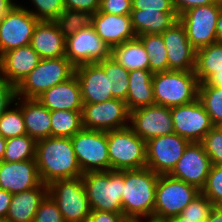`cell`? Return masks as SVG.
<instances>
[{"instance_id": "6da1fadb", "label": "cell", "mask_w": 222, "mask_h": 222, "mask_svg": "<svg viewBox=\"0 0 222 222\" xmlns=\"http://www.w3.org/2000/svg\"><path fill=\"white\" fill-rule=\"evenodd\" d=\"M36 165L41 182L46 185L58 179L83 175L71 138L50 136L37 141Z\"/></svg>"}, {"instance_id": "7a4b0ae2", "label": "cell", "mask_w": 222, "mask_h": 222, "mask_svg": "<svg viewBox=\"0 0 222 222\" xmlns=\"http://www.w3.org/2000/svg\"><path fill=\"white\" fill-rule=\"evenodd\" d=\"M159 175L149 168L124 170L122 212L130 221L153 218Z\"/></svg>"}, {"instance_id": "3957f363", "label": "cell", "mask_w": 222, "mask_h": 222, "mask_svg": "<svg viewBox=\"0 0 222 222\" xmlns=\"http://www.w3.org/2000/svg\"><path fill=\"white\" fill-rule=\"evenodd\" d=\"M155 105L169 108L198 99L199 81L194 71L168 70L152 77Z\"/></svg>"}, {"instance_id": "277c9868", "label": "cell", "mask_w": 222, "mask_h": 222, "mask_svg": "<svg viewBox=\"0 0 222 222\" xmlns=\"http://www.w3.org/2000/svg\"><path fill=\"white\" fill-rule=\"evenodd\" d=\"M82 181L91 210L123 213L124 170L86 172Z\"/></svg>"}, {"instance_id": "5b68a950", "label": "cell", "mask_w": 222, "mask_h": 222, "mask_svg": "<svg viewBox=\"0 0 222 222\" xmlns=\"http://www.w3.org/2000/svg\"><path fill=\"white\" fill-rule=\"evenodd\" d=\"M74 72L75 66L66 57L41 59L16 87V97L37 99L46 90L67 81Z\"/></svg>"}, {"instance_id": "8992f818", "label": "cell", "mask_w": 222, "mask_h": 222, "mask_svg": "<svg viewBox=\"0 0 222 222\" xmlns=\"http://www.w3.org/2000/svg\"><path fill=\"white\" fill-rule=\"evenodd\" d=\"M110 170L146 168V142L129 126L107 131Z\"/></svg>"}, {"instance_id": "52a82bcc", "label": "cell", "mask_w": 222, "mask_h": 222, "mask_svg": "<svg viewBox=\"0 0 222 222\" xmlns=\"http://www.w3.org/2000/svg\"><path fill=\"white\" fill-rule=\"evenodd\" d=\"M200 192L195 186L180 179L170 175H159L153 219L167 221L172 216L180 215Z\"/></svg>"}, {"instance_id": "ba28073f", "label": "cell", "mask_w": 222, "mask_h": 222, "mask_svg": "<svg viewBox=\"0 0 222 222\" xmlns=\"http://www.w3.org/2000/svg\"><path fill=\"white\" fill-rule=\"evenodd\" d=\"M65 222H86L91 212L82 176L58 179L48 185Z\"/></svg>"}, {"instance_id": "9c48e42d", "label": "cell", "mask_w": 222, "mask_h": 222, "mask_svg": "<svg viewBox=\"0 0 222 222\" xmlns=\"http://www.w3.org/2000/svg\"><path fill=\"white\" fill-rule=\"evenodd\" d=\"M71 141L83 173L110 171L106 131L82 128Z\"/></svg>"}, {"instance_id": "30bf717a", "label": "cell", "mask_w": 222, "mask_h": 222, "mask_svg": "<svg viewBox=\"0 0 222 222\" xmlns=\"http://www.w3.org/2000/svg\"><path fill=\"white\" fill-rule=\"evenodd\" d=\"M221 8V3L197 6L178 16L189 42L196 51L218 42L216 25Z\"/></svg>"}, {"instance_id": "8fae6325", "label": "cell", "mask_w": 222, "mask_h": 222, "mask_svg": "<svg viewBox=\"0 0 222 222\" xmlns=\"http://www.w3.org/2000/svg\"><path fill=\"white\" fill-rule=\"evenodd\" d=\"M190 141L177 133L154 137L146 142V167L157 175H169Z\"/></svg>"}, {"instance_id": "7c38bea8", "label": "cell", "mask_w": 222, "mask_h": 222, "mask_svg": "<svg viewBox=\"0 0 222 222\" xmlns=\"http://www.w3.org/2000/svg\"><path fill=\"white\" fill-rule=\"evenodd\" d=\"M130 111L124 100L113 98L102 103L83 104L82 126L85 129L111 131L129 126Z\"/></svg>"}, {"instance_id": "4fadbf2b", "label": "cell", "mask_w": 222, "mask_h": 222, "mask_svg": "<svg viewBox=\"0 0 222 222\" xmlns=\"http://www.w3.org/2000/svg\"><path fill=\"white\" fill-rule=\"evenodd\" d=\"M111 49L98 36L93 26L66 38L65 57L76 67L108 59Z\"/></svg>"}, {"instance_id": "5bb4252c", "label": "cell", "mask_w": 222, "mask_h": 222, "mask_svg": "<svg viewBox=\"0 0 222 222\" xmlns=\"http://www.w3.org/2000/svg\"><path fill=\"white\" fill-rule=\"evenodd\" d=\"M39 20L17 4L0 21V56L8 50L30 45Z\"/></svg>"}, {"instance_id": "9a60e30c", "label": "cell", "mask_w": 222, "mask_h": 222, "mask_svg": "<svg viewBox=\"0 0 222 222\" xmlns=\"http://www.w3.org/2000/svg\"><path fill=\"white\" fill-rule=\"evenodd\" d=\"M174 133L190 142H201L214 125L199 99L170 108Z\"/></svg>"}, {"instance_id": "2e32d148", "label": "cell", "mask_w": 222, "mask_h": 222, "mask_svg": "<svg viewBox=\"0 0 222 222\" xmlns=\"http://www.w3.org/2000/svg\"><path fill=\"white\" fill-rule=\"evenodd\" d=\"M129 127L145 142L174 133L169 107L152 105L137 108L130 112Z\"/></svg>"}, {"instance_id": "e0dca14e", "label": "cell", "mask_w": 222, "mask_h": 222, "mask_svg": "<svg viewBox=\"0 0 222 222\" xmlns=\"http://www.w3.org/2000/svg\"><path fill=\"white\" fill-rule=\"evenodd\" d=\"M212 163L201 142H190L170 176L202 190Z\"/></svg>"}, {"instance_id": "ac0fdd59", "label": "cell", "mask_w": 222, "mask_h": 222, "mask_svg": "<svg viewBox=\"0 0 222 222\" xmlns=\"http://www.w3.org/2000/svg\"><path fill=\"white\" fill-rule=\"evenodd\" d=\"M168 59V70L194 71L196 50L187 38L184 26L178 20L162 34Z\"/></svg>"}, {"instance_id": "d6986e66", "label": "cell", "mask_w": 222, "mask_h": 222, "mask_svg": "<svg viewBox=\"0 0 222 222\" xmlns=\"http://www.w3.org/2000/svg\"><path fill=\"white\" fill-rule=\"evenodd\" d=\"M36 159L0 162V189L17 194L41 184Z\"/></svg>"}, {"instance_id": "ffe728a7", "label": "cell", "mask_w": 222, "mask_h": 222, "mask_svg": "<svg viewBox=\"0 0 222 222\" xmlns=\"http://www.w3.org/2000/svg\"><path fill=\"white\" fill-rule=\"evenodd\" d=\"M74 74L80 84L83 104L102 103L113 99L109 78L98 62L76 66Z\"/></svg>"}, {"instance_id": "44dd1931", "label": "cell", "mask_w": 222, "mask_h": 222, "mask_svg": "<svg viewBox=\"0 0 222 222\" xmlns=\"http://www.w3.org/2000/svg\"><path fill=\"white\" fill-rule=\"evenodd\" d=\"M40 60L41 57L30 45L8 50L0 56V74L17 87Z\"/></svg>"}, {"instance_id": "7402d4cb", "label": "cell", "mask_w": 222, "mask_h": 222, "mask_svg": "<svg viewBox=\"0 0 222 222\" xmlns=\"http://www.w3.org/2000/svg\"><path fill=\"white\" fill-rule=\"evenodd\" d=\"M92 26L111 50L137 37L132 27L130 15H112L98 10L93 14Z\"/></svg>"}, {"instance_id": "603a6c76", "label": "cell", "mask_w": 222, "mask_h": 222, "mask_svg": "<svg viewBox=\"0 0 222 222\" xmlns=\"http://www.w3.org/2000/svg\"><path fill=\"white\" fill-rule=\"evenodd\" d=\"M37 100L50 111L83 109L80 84L75 74L67 81L46 90Z\"/></svg>"}, {"instance_id": "cb8c5ba5", "label": "cell", "mask_w": 222, "mask_h": 222, "mask_svg": "<svg viewBox=\"0 0 222 222\" xmlns=\"http://www.w3.org/2000/svg\"><path fill=\"white\" fill-rule=\"evenodd\" d=\"M66 38L53 21H39L34 29L30 46L41 59L65 57Z\"/></svg>"}, {"instance_id": "d4e9b609", "label": "cell", "mask_w": 222, "mask_h": 222, "mask_svg": "<svg viewBox=\"0 0 222 222\" xmlns=\"http://www.w3.org/2000/svg\"><path fill=\"white\" fill-rule=\"evenodd\" d=\"M15 101L21 107L27 134L36 142L50 137L51 111L37 99L16 97Z\"/></svg>"}, {"instance_id": "484cf974", "label": "cell", "mask_w": 222, "mask_h": 222, "mask_svg": "<svg viewBox=\"0 0 222 222\" xmlns=\"http://www.w3.org/2000/svg\"><path fill=\"white\" fill-rule=\"evenodd\" d=\"M48 195V185L41 183L34 189L13 194L6 216L10 222H33L39 205Z\"/></svg>"}, {"instance_id": "4316f807", "label": "cell", "mask_w": 222, "mask_h": 222, "mask_svg": "<svg viewBox=\"0 0 222 222\" xmlns=\"http://www.w3.org/2000/svg\"><path fill=\"white\" fill-rule=\"evenodd\" d=\"M130 16L136 36L162 34L178 21L177 12L132 9Z\"/></svg>"}, {"instance_id": "83f0119b", "label": "cell", "mask_w": 222, "mask_h": 222, "mask_svg": "<svg viewBox=\"0 0 222 222\" xmlns=\"http://www.w3.org/2000/svg\"><path fill=\"white\" fill-rule=\"evenodd\" d=\"M152 77L153 73L150 70L129 71V89L125 103L130 112L155 104Z\"/></svg>"}, {"instance_id": "f1b7e54d", "label": "cell", "mask_w": 222, "mask_h": 222, "mask_svg": "<svg viewBox=\"0 0 222 222\" xmlns=\"http://www.w3.org/2000/svg\"><path fill=\"white\" fill-rule=\"evenodd\" d=\"M111 57L128 71L149 70V57L141 40L136 37L111 50Z\"/></svg>"}, {"instance_id": "f546056e", "label": "cell", "mask_w": 222, "mask_h": 222, "mask_svg": "<svg viewBox=\"0 0 222 222\" xmlns=\"http://www.w3.org/2000/svg\"><path fill=\"white\" fill-rule=\"evenodd\" d=\"M222 70V42H216L196 51L195 68L199 83H205Z\"/></svg>"}, {"instance_id": "4dcf8cb0", "label": "cell", "mask_w": 222, "mask_h": 222, "mask_svg": "<svg viewBox=\"0 0 222 222\" xmlns=\"http://www.w3.org/2000/svg\"><path fill=\"white\" fill-rule=\"evenodd\" d=\"M82 128V111H51V136L71 138Z\"/></svg>"}, {"instance_id": "1f68e13d", "label": "cell", "mask_w": 222, "mask_h": 222, "mask_svg": "<svg viewBox=\"0 0 222 222\" xmlns=\"http://www.w3.org/2000/svg\"><path fill=\"white\" fill-rule=\"evenodd\" d=\"M98 63L104 68L105 75L109 78L112 97L125 101L129 89V71L111 56Z\"/></svg>"}, {"instance_id": "d6a6232c", "label": "cell", "mask_w": 222, "mask_h": 222, "mask_svg": "<svg viewBox=\"0 0 222 222\" xmlns=\"http://www.w3.org/2000/svg\"><path fill=\"white\" fill-rule=\"evenodd\" d=\"M143 43L150 59L149 70L154 74L168 71L167 50L161 34L137 36Z\"/></svg>"}, {"instance_id": "836d02e7", "label": "cell", "mask_w": 222, "mask_h": 222, "mask_svg": "<svg viewBox=\"0 0 222 222\" xmlns=\"http://www.w3.org/2000/svg\"><path fill=\"white\" fill-rule=\"evenodd\" d=\"M53 22L59 32L67 38L81 29L91 27L93 14L65 8Z\"/></svg>"}, {"instance_id": "e575fe53", "label": "cell", "mask_w": 222, "mask_h": 222, "mask_svg": "<svg viewBox=\"0 0 222 222\" xmlns=\"http://www.w3.org/2000/svg\"><path fill=\"white\" fill-rule=\"evenodd\" d=\"M36 159V141L28 134L7 139L3 161L20 162Z\"/></svg>"}, {"instance_id": "d590c367", "label": "cell", "mask_w": 222, "mask_h": 222, "mask_svg": "<svg viewBox=\"0 0 222 222\" xmlns=\"http://www.w3.org/2000/svg\"><path fill=\"white\" fill-rule=\"evenodd\" d=\"M198 99L206 109L214 126L222 123V87L200 83Z\"/></svg>"}, {"instance_id": "8d00e7d4", "label": "cell", "mask_w": 222, "mask_h": 222, "mask_svg": "<svg viewBox=\"0 0 222 222\" xmlns=\"http://www.w3.org/2000/svg\"><path fill=\"white\" fill-rule=\"evenodd\" d=\"M0 116V135L5 139L27 134L21 107L14 102Z\"/></svg>"}, {"instance_id": "74e56055", "label": "cell", "mask_w": 222, "mask_h": 222, "mask_svg": "<svg viewBox=\"0 0 222 222\" xmlns=\"http://www.w3.org/2000/svg\"><path fill=\"white\" fill-rule=\"evenodd\" d=\"M34 9L19 4L22 8L27 9L39 21H54L59 14L65 9L64 0H30Z\"/></svg>"}, {"instance_id": "f35d334b", "label": "cell", "mask_w": 222, "mask_h": 222, "mask_svg": "<svg viewBox=\"0 0 222 222\" xmlns=\"http://www.w3.org/2000/svg\"><path fill=\"white\" fill-rule=\"evenodd\" d=\"M214 204L200 192L180 213L185 219L197 220V222H206Z\"/></svg>"}, {"instance_id": "ab89813d", "label": "cell", "mask_w": 222, "mask_h": 222, "mask_svg": "<svg viewBox=\"0 0 222 222\" xmlns=\"http://www.w3.org/2000/svg\"><path fill=\"white\" fill-rule=\"evenodd\" d=\"M212 165L222 166V131L218 126L209 130L201 141Z\"/></svg>"}, {"instance_id": "60d3db41", "label": "cell", "mask_w": 222, "mask_h": 222, "mask_svg": "<svg viewBox=\"0 0 222 222\" xmlns=\"http://www.w3.org/2000/svg\"><path fill=\"white\" fill-rule=\"evenodd\" d=\"M201 192L214 206H222V166H211L206 184Z\"/></svg>"}, {"instance_id": "b9f144b4", "label": "cell", "mask_w": 222, "mask_h": 222, "mask_svg": "<svg viewBox=\"0 0 222 222\" xmlns=\"http://www.w3.org/2000/svg\"><path fill=\"white\" fill-rule=\"evenodd\" d=\"M33 222H65L58 205L49 194L39 205Z\"/></svg>"}, {"instance_id": "7bdbcfd3", "label": "cell", "mask_w": 222, "mask_h": 222, "mask_svg": "<svg viewBox=\"0 0 222 222\" xmlns=\"http://www.w3.org/2000/svg\"><path fill=\"white\" fill-rule=\"evenodd\" d=\"M132 9L159 12H176L172 0H132Z\"/></svg>"}, {"instance_id": "ee69618b", "label": "cell", "mask_w": 222, "mask_h": 222, "mask_svg": "<svg viewBox=\"0 0 222 222\" xmlns=\"http://www.w3.org/2000/svg\"><path fill=\"white\" fill-rule=\"evenodd\" d=\"M132 0H100V12L112 15H130Z\"/></svg>"}, {"instance_id": "f6af8a7d", "label": "cell", "mask_w": 222, "mask_h": 222, "mask_svg": "<svg viewBox=\"0 0 222 222\" xmlns=\"http://www.w3.org/2000/svg\"><path fill=\"white\" fill-rule=\"evenodd\" d=\"M16 87L0 74V111H5L15 102Z\"/></svg>"}, {"instance_id": "bcb514c9", "label": "cell", "mask_w": 222, "mask_h": 222, "mask_svg": "<svg viewBox=\"0 0 222 222\" xmlns=\"http://www.w3.org/2000/svg\"><path fill=\"white\" fill-rule=\"evenodd\" d=\"M67 9L95 14L100 8V0H64Z\"/></svg>"}, {"instance_id": "7dc6e473", "label": "cell", "mask_w": 222, "mask_h": 222, "mask_svg": "<svg viewBox=\"0 0 222 222\" xmlns=\"http://www.w3.org/2000/svg\"><path fill=\"white\" fill-rule=\"evenodd\" d=\"M86 222H130L123 213L91 210Z\"/></svg>"}, {"instance_id": "c3c4849f", "label": "cell", "mask_w": 222, "mask_h": 222, "mask_svg": "<svg viewBox=\"0 0 222 222\" xmlns=\"http://www.w3.org/2000/svg\"><path fill=\"white\" fill-rule=\"evenodd\" d=\"M172 1L178 16L193 7L219 3L218 0H172Z\"/></svg>"}, {"instance_id": "681fc988", "label": "cell", "mask_w": 222, "mask_h": 222, "mask_svg": "<svg viewBox=\"0 0 222 222\" xmlns=\"http://www.w3.org/2000/svg\"><path fill=\"white\" fill-rule=\"evenodd\" d=\"M12 194L0 189V219H6L11 203Z\"/></svg>"}, {"instance_id": "f907efd6", "label": "cell", "mask_w": 222, "mask_h": 222, "mask_svg": "<svg viewBox=\"0 0 222 222\" xmlns=\"http://www.w3.org/2000/svg\"><path fill=\"white\" fill-rule=\"evenodd\" d=\"M14 0H0V21L17 5Z\"/></svg>"}, {"instance_id": "816d5d0a", "label": "cell", "mask_w": 222, "mask_h": 222, "mask_svg": "<svg viewBox=\"0 0 222 222\" xmlns=\"http://www.w3.org/2000/svg\"><path fill=\"white\" fill-rule=\"evenodd\" d=\"M206 222H222V206H214Z\"/></svg>"}, {"instance_id": "f5cc1de1", "label": "cell", "mask_w": 222, "mask_h": 222, "mask_svg": "<svg viewBox=\"0 0 222 222\" xmlns=\"http://www.w3.org/2000/svg\"><path fill=\"white\" fill-rule=\"evenodd\" d=\"M205 83L209 86L222 87V70L212 75Z\"/></svg>"}, {"instance_id": "db71d44e", "label": "cell", "mask_w": 222, "mask_h": 222, "mask_svg": "<svg viewBox=\"0 0 222 222\" xmlns=\"http://www.w3.org/2000/svg\"><path fill=\"white\" fill-rule=\"evenodd\" d=\"M216 33L218 42H222V8L217 18Z\"/></svg>"}, {"instance_id": "11a10c76", "label": "cell", "mask_w": 222, "mask_h": 222, "mask_svg": "<svg viewBox=\"0 0 222 222\" xmlns=\"http://www.w3.org/2000/svg\"><path fill=\"white\" fill-rule=\"evenodd\" d=\"M167 222H197V220L185 219L181 215L170 217Z\"/></svg>"}, {"instance_id": "9f6ffc18", "label": "cell", "mask_w": 222, "mask_h": 222, "mask_svg": "<svg viewBox=\"0 0 222 222\" xmlns=\"http://www.w3.org/2000/svg\"><path fill=\"white\" fill-rule=\"evenodd\" d=\"M7 139L0 135V162L3 161Z\"/></svg>"}, {"instance_id": "6f0895ef", "label": "cell", "mask_w": 222, "mask_h": 222, "mask_svg": "<svg viewBox=\"0 0 222 222\" xmlns=\"http://www.w3.org/2000/svg\"><path fill=\"white\" fill-rule=\"evenodd\" d=\"M167 222L165 220H156V219H153V218H149V219H141V220H138V221H135V222Z\"/></svg>"}, {"instance_id": "680465c9", "label": "cell", "mask_w": 222, "mask_h": 222, "mask_svg": "<svg viewBox=\"0 0 222 222\" xmlns=\"http://www.w3.org/2000/svg\"><path fill=\"white\" fill-rule=\"evenodd\" d=\"M0 222H10V221H7L5 219H0Z\"/></svg>"}, {"instance_id": "91938a15", "label": "cell", "mask_w": 222, "mask_h": 222, "mask_svg": "<svg viewBox=\"0 0 222 222\" xmlns=\"http://www.w3.org/2000/svg\"><path fill=\"white\" fill-rule=\"evenodd\" d=\"M218 127L221 129V131H222V123L220 124V125H218Z\"/></svg>"}]
</instances>
